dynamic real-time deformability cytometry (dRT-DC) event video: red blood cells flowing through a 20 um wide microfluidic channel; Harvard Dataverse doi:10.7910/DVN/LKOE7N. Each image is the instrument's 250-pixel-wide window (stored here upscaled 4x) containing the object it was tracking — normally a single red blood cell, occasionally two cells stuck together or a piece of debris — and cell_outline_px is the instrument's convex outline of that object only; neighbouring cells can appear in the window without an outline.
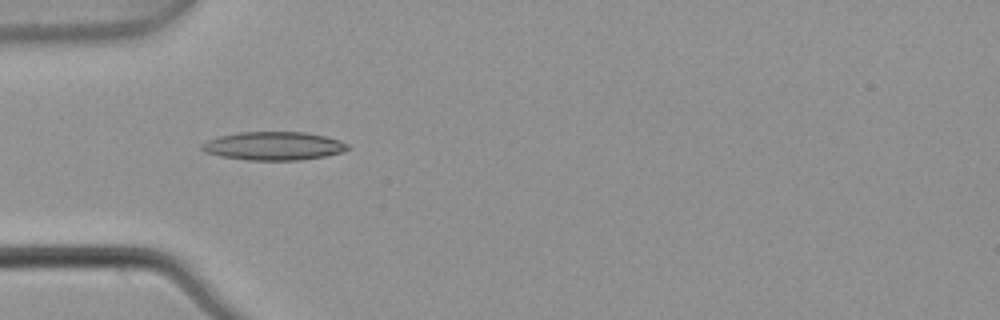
{"species": "common noctule bat (a hibernating species)", "species_latin": "Nyctalus noctula", "temperature_condition": "warm", "stored_images_in_passage": 7, "camera_frame_rate_fps": 3000, "um_per_image_px": 0.085, "animal": {"sex": "male", "body_mass_g": 21.5, "forearm_length_mm": 52.0}, "frame": {"image": 1, "passage_image": 4, "time_ms": 1.0, "image_size_px": [1000, 320], "cell_outline_px": [[352, 148], [344, 152], [324, 156], [296, 160], [248, 160], [220, 156], [204, 152], [200, 148], [200, 144], [208, 140], [220, 136], [240, 132], [304, 132], [324, 136], [340, 140], [348, 144]], "centroid_in_image_um": [23.26, 12.41], "position_along_channel_um": 61.7, "area_um2": 24.16}}
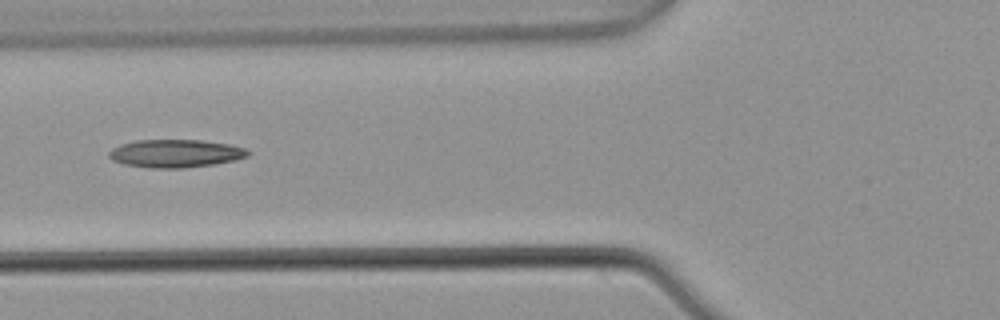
{"frame": {"image": 2, "passage_image": 5, "time_ms": 1.333, "image_size_px": [1000, 320], "cell_outline_px": [[252, 152], [248, 156], [232, 160], [212, 164], [184, 168], [152, 168], [124, 164], [112, 160], [108, 156], [108, 152], [112, 148], [120, 144], [136, 140], [204, 140], [228, 144], [244, 148]], "centroid_in_image_um": [14.88, 13.03], "position_along_channel_um": 110.9, "area_um2": 22.6}}
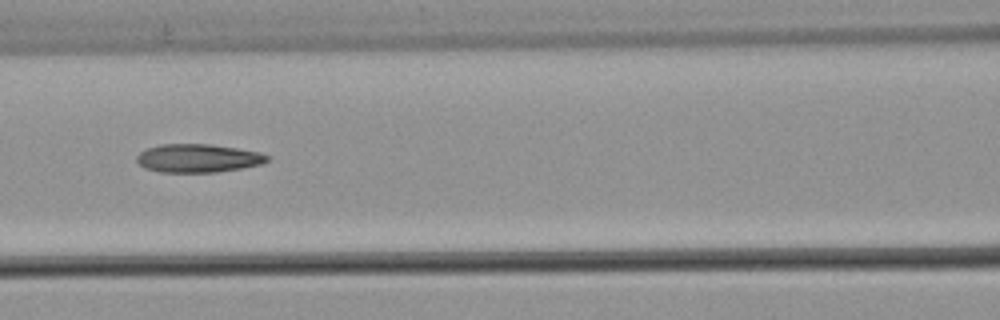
{"frame": {"image": 3, "passage_image": 6, "time_ms": 1.667, "image_size_px": [1000, 320], "cell_outline_px": [[268, 160], [260, 164], [240, 168], [216, 172], [160, 172], [144, 168], [136, 160], [136, 156], [140, 152], [148, 148], [160, 144], [208, 144], [236, 148], [260, 152], [268, 156]], "centroid_in_image_um": [16.79, 13.45], "position_along_channel_um": 149.8, "area_um2": 21.39}}